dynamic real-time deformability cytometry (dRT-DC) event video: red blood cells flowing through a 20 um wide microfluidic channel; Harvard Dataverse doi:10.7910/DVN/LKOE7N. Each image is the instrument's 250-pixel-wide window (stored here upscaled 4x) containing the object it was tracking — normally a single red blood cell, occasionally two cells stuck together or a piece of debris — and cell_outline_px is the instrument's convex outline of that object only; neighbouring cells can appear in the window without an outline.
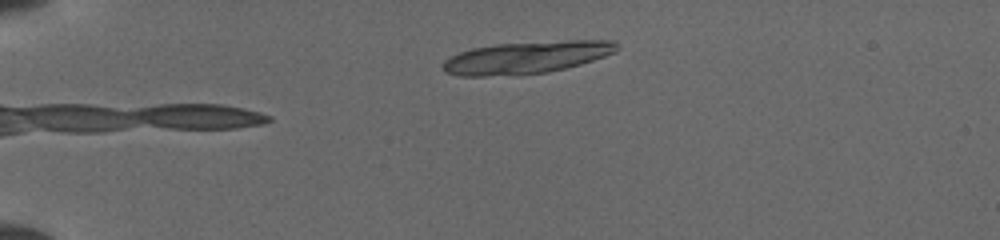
{"species": "common noctule bat (a hibernating species)", "species_latin": "Nyctalus noctula", "temperature_condition": "cold", "stored_images_in_passage": 9, "camera_frame_rate_fps": 3000, "um_per_image_px": 0.085, "animal": {"sex": "female", "body_mass_g": 19.5, "forearm_length_mm": 54.1}, "frame": {"image": 1, "passage_image": 1, "time_ms": 0.0, "image_size_px": [1000, 240], "cell_outline_px": [[620, 48], [616, 52], [580, 64], [548, 72], [484, 76], [460, 76], [444, 72], [444, 60], [460, 52], [472, 48], [496, 44], [568, 40], [616, 40], [620, 44]], "centroid_in_image_um": [44.81, 4.86], "position_along_channel_um": 40.2, "area_um2": 32.48}}